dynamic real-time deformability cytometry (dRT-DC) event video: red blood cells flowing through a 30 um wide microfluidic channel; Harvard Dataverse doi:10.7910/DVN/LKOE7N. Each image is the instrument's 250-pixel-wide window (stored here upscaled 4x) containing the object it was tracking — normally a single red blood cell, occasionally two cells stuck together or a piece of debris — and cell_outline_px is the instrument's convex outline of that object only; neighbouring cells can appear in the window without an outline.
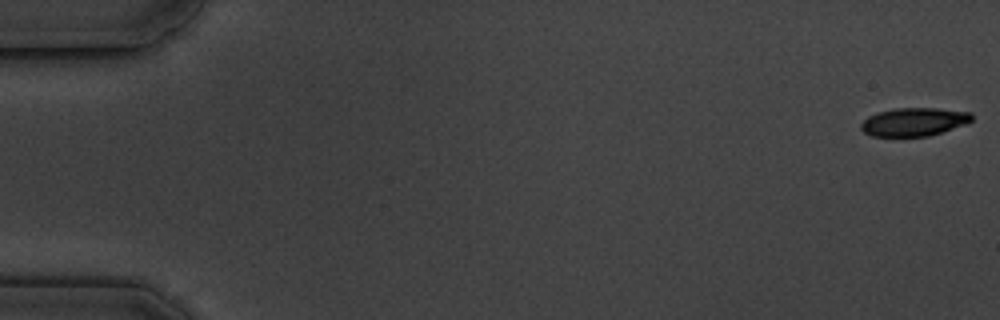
{"species": "common noctule bat (a hibernating species)", "species_latin": "Nyctalus noctula", "temperature_condition": "cold", "stored_images_in_passage": 5, "camera_frame_rate_fps": 3000, "um_per_image_px": 0.085, "animal": {"sex": "male", "body_mass_g": 19.5, "forearm_length_mm": 54.6}, "frame": {"image": 1, "passage_image": 1, "time_ms": 0.0, "image_size_px": [1000, 320], "cell_outline_px": [[972, 120], [968, 124], [928, 136], [872, 136], [864, 132], [860, 128], [860, 124], [868, 116], [876, 112], [896, 108], [936, 108], [972, 112]], "centroid_in_image_um": [77.7, 10.35], "position_along_channel_um": 7.3, "area_um2": 18.38}}
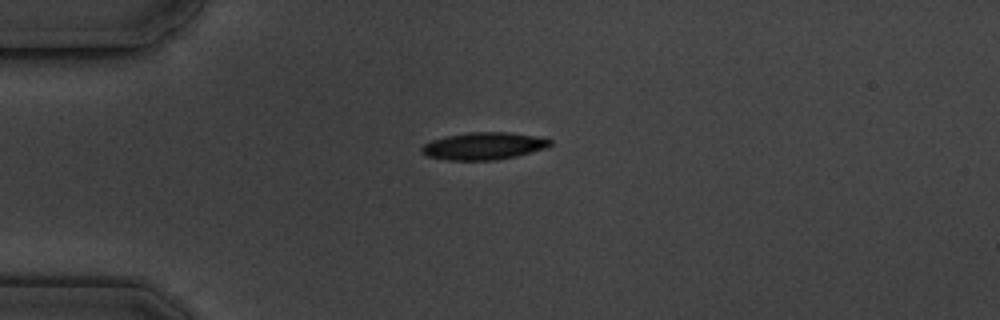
{"frame": {"image": 2, "passage_image": 5, "time_ms": 4.667, "image_size_px": [1000, 320], "cell_outline_px": [[552, 144], [548, 148], [516, 156], [492, 160], [448, 160], [428, 156], [420, 152], [420, 148], [424, 144], [432, 140], [444, 136], [468, 132], [508, 132], [536, 136], [552, 140]], "centroid_in_image_um": [41.11, 12.4], "position_along_channel_um": 43.9, "area_um2": 20.52}}